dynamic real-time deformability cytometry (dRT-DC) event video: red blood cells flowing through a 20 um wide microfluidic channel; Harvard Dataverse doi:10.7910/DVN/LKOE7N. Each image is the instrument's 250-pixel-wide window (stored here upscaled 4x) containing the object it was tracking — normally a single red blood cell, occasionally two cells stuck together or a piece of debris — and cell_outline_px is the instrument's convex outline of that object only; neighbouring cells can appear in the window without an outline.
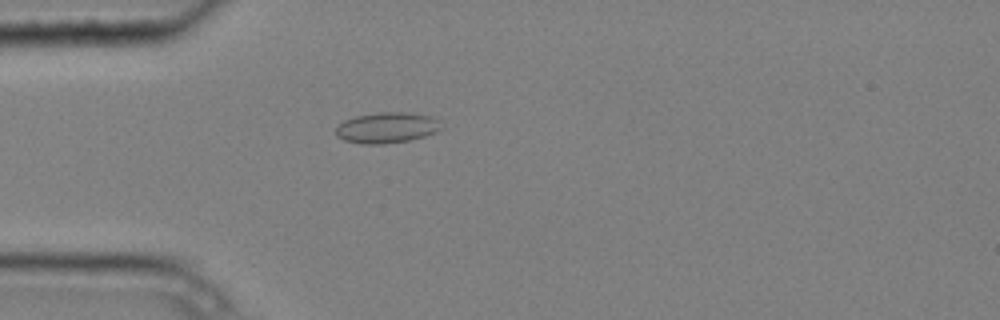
{"species": "common noctule bat (a hibernating species)", "species_latin": "Nyctalus noctula", "temperature_condition": "cold", "stored_images_in_passage": 4, "camera_frame_rate_fps": 3000, "um_per_image_px": 0.085, "animal": {"sex": "male", "body_mass_g": 20.4}, "frame": {"image": 1, "passage_image": 4, "time_ms": 1.0, "image_size_px": [1000, 320], "cell_outline_px": [[444, 128], [436, 132], [424, 136], [408, 140], [384, 144], [360, 144], [344, 140], [336, 136], [336, 128], [344, 120], [356, 116], [376, 112], [408, 112], [436, 116]], "centroid_in_image_um": [32.92, 10.84], "position_along_channel_um": 52.1, "area_um2": 19.19}}